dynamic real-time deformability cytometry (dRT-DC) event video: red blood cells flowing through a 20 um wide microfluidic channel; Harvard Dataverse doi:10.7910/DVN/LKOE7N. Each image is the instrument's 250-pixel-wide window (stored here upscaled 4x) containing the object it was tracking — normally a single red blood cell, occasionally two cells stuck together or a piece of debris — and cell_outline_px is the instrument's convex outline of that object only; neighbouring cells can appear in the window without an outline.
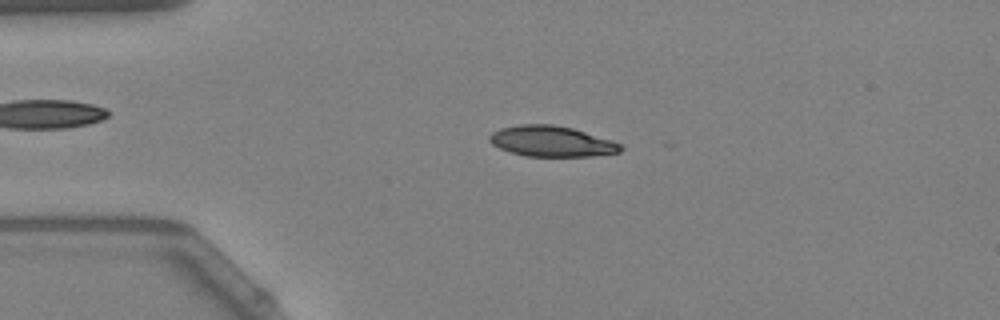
{"species": "Egyptian fruit bat (a non-hibernating species)", "species_latin": "Rousettus aegyptiacus", "temperature_condition": "warm", "stored_images_in_passage": 20, "camera_frame_rate_fps": 3000, "um_per_image_px": 0.085, "animal": {"sex": "female"}, "frame": {"image": 1, "passage_image": 11, "time_ms": 3.333, "image_size_px": [1000, 320], "cell_outline_px": [[624, 148], [620, 152], [592, 156], [524, 156], [500, 148], [492, 144], [488, 140], [488, 136], [492, 132], [500, 128], [520, 124], [552, 124], [572, 128], [612, 140], [620, 144]], "centroid_in_image_um": [46.87, 12.01], "position_along_channel_um": 38.1, "area_um2": 23.41}}
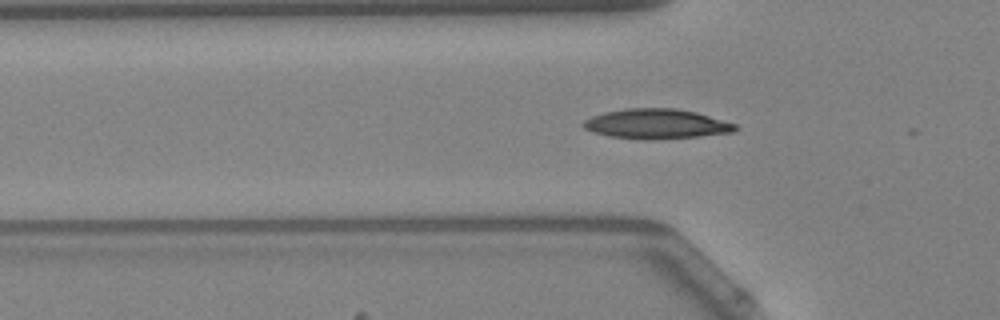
{"frame": {"image": 2, "passage_image": 16, "time_ms": 5.0, "image_size_px": [1000, 320], "cell_outline_px": [[736, 128], [732, 132], [700, 136], [652, 140], [644, 140], [608, 136], [592, 132], [584, 128], [580, 124], [584, 120], [592, 116], [604, 112], [624, 108], [676, 108], [696, 112], [736, 124]], "centroid_in_image_um": [55.73, 10.53], "position_along_channel_um": 70.1, "area_um2": 26.53}}
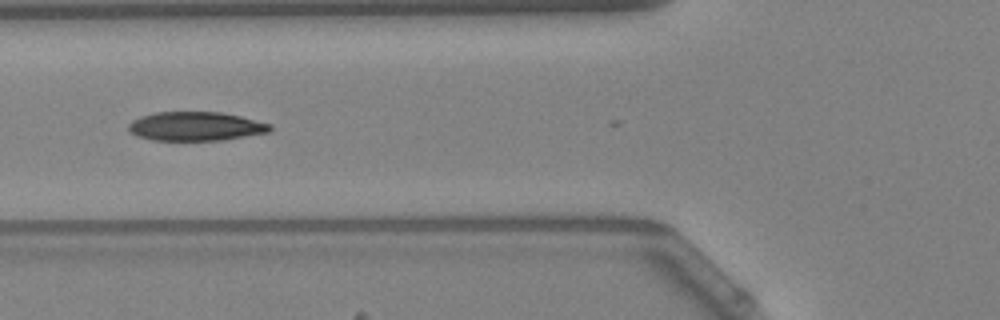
{"frame": {"image": 3, "passage_image": 19, "time_ms": 6.0, "image_size_px": [1000, 320], "cell_outline_px": [[272, 128], [268, 132], [220, 140], [152, 140], [136, 136], [128, 128], [128, 124], [132, 120], [156, 112], [220, 112], [240, 116], [272, 124]], "centroid_in_image_um": [16.63, 10.73], "position_along_channel_um": 109.2, "area_um2": 23.64}}